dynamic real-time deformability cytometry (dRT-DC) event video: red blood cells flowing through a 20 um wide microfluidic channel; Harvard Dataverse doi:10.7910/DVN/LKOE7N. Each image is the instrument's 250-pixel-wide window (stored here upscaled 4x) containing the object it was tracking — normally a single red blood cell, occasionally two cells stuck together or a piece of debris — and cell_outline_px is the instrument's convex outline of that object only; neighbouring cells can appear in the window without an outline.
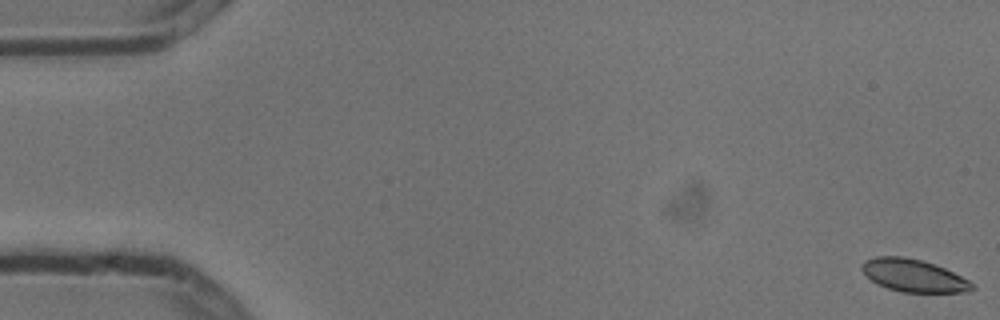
{"species": "common noctule bat (a hibernating species)", "species_latin": "Nyctalus noctula", "temperature_condition": "cold", "stored_images_in_passage": 11, "camera_frame_rate_fps": 3000, "um_per_image_px": 0.085, "animal": {"sex": "male", "body_mass_g": 13.3}, "frame": {"image": 1, "passage_image": 1, "time_ms": 0.0, "image_size_px": [1000, 320], "cell_outline_px": [[976, 288], [964, 292], [900, 292], [876, 284], [860, 268], [860, 264], [864, 260], [876, 256], [904, 256], [924, 260], [944, 268], [976, 284]], "centroid_in_image_um": [77.64, 23.41], "position_along_channel_um": 7.4, "area_um2": 21.04}}
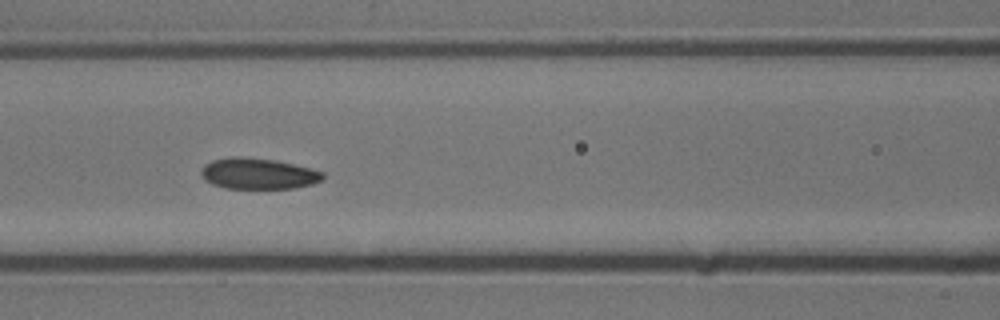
{"frame": {"image": 2, "passage_image": 7, "time_ms": 2.0, "image_size_px": [1000, 320], "cell_outline_px": [[324, 176], [320, 180], [312, 184], [292, 188], [224, 188], [212, 184], [204, 180], [200, 176], [200, 172], [204, 164], [212, 160], [232, 156], [272, 160], [292, 164], [324, 172]], "centroid_in_image_um": [21.87, 14.76], "position_along_channel_um": 144.7, "area_um2": 21.73}}
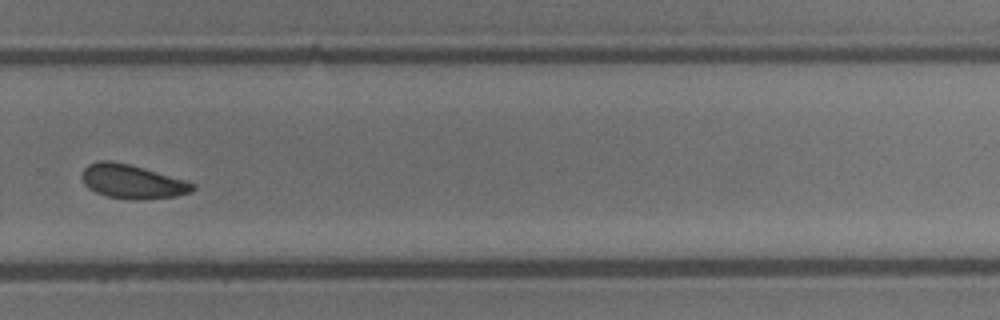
{"frame": {"image": 3, "passage_image": 11, "time_ms": 3.333, "image_size_px": [1000, 320], "cell_outline_px": [[196, 188], [192, 192], [172, 196], [136, 200], [108, 196], [96, 192], [88, 188], [84, 184], [80, 176], [84, 168], [88, 164], [100, 160], [108, 160], [128, 164], [184, 180], [196, 184]], "centroid_in_image_um": [11.2, 15.43], "position_along_channel_um": 318.6, "area_um2": 21.62}}